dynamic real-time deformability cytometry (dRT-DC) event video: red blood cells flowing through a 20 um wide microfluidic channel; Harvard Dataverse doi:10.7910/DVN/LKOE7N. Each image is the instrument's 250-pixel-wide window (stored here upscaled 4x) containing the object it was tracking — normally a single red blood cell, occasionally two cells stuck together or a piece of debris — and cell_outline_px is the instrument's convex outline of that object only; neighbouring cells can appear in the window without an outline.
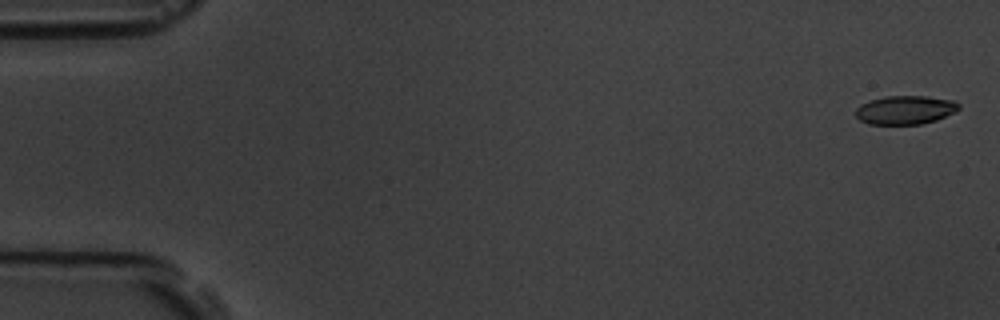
{"species": "common noctule bat (a hibernating species)", "species_latin": "Nyctalus noctula", "temperature_condition": "room temperature", "stored_images_in_passage": 8, "camera_frame_rate_fps": 3000, "um_per_image_px": 0.085, "animal": {"sex": "male", "body_mass_g": 19.5, "forearm_length_mm": 54.6}, "frame": {"image": 1, "passage_image": 1, "time_ms": 0.0, "image_size_px": [1000, 320], "cell_outline_px": [[960, 108], [956, 112], [936, 120], [920, 124], [868, 124], [860, 120], [856, 116], [856, 108], [860, 104], [884, 96], [924, 96], [952, 100], [960, 104]], "centroid_in_image_um": [76.95, 9.35], "position_along_channel_um": 8.0, "area_um2": 17.22}}
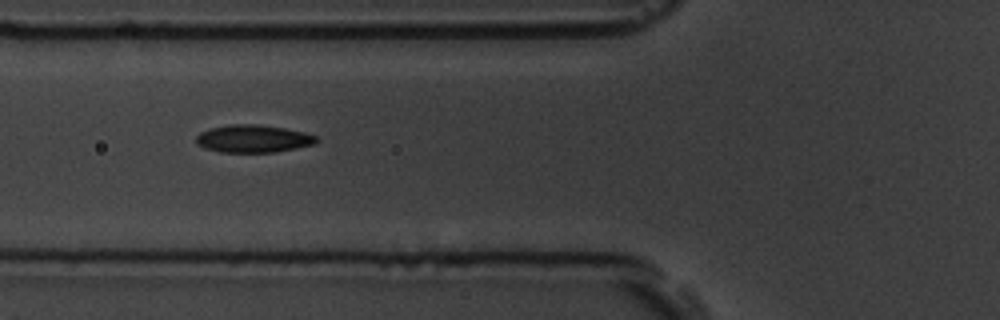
{"frame": {"image": 2, "passage_image": 7, "time_ms": 6.667, "image_size_px": [1000, 320], "cell_outline_px": [[320, 140], [316, 144], [276, 152], [220, 152], [204, 148], [196, 144], [196, 136], [200, 132], [208, 128], [228, 124], [256, 124], [284, 128], [304, 132], [316, 136]], "centroid_in_image_um": [21.51, 11.79], "position_along_channel_um": 104.3, "area_um2": 19.59}}
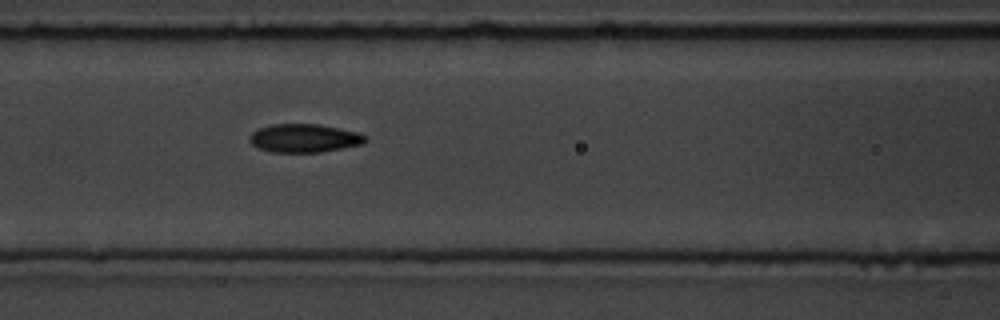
{"frame": {"image": 3, "passage_image": 8, "time_ms": 7.667, "image_size_px": [1000, 320], "cell_outline_px": [[368, 136], [360, 144], [320, 152], [272, 152], [260, 148], [252, 144], [248, 140], [252, 132], [260, 128], [272, 124], [320, 124], [360, 132]], "centroid_in_image_um": [25.86, 11.73], "position_along_channel_um": 140.7, "area_um2": 19.02}}